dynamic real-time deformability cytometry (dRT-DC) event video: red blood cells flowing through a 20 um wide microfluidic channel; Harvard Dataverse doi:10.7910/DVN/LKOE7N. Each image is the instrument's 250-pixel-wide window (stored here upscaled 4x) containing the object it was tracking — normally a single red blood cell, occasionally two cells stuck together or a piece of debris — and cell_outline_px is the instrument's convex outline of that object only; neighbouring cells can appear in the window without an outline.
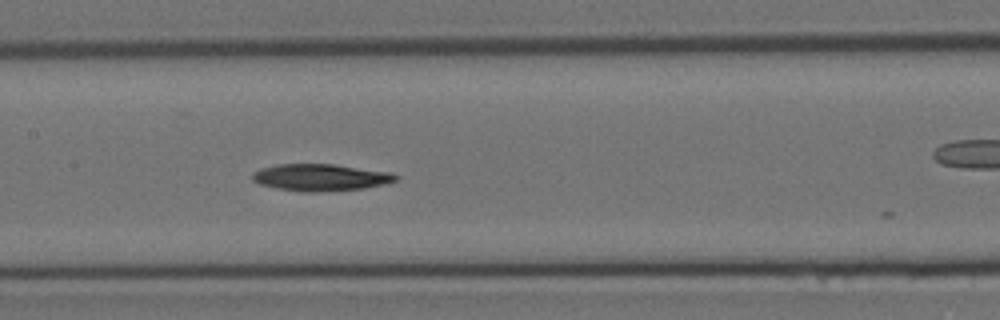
{"species": "Egyptian fruit bat (a non-hibernating species)", "species_latin": "Rousettus aegyptiacus", "temperature_condition": "room temperature", "stored_images_in_passage": 11, "segment_of_instrument_passage": [1, 2], "camera_frame_rate_fps": 3000, "um_per_image_px": 0.085, "animal": {"sex": "female"}, "frame": {"image": 1, "passage_image": 10, "time_ms": 3.0, "image_size_px": [1000, 320], "cell_outline_px": [[400, 176], [396, 180], [384, 184], [364, 188], [316, 192], [304, 192], [276, 188], [260, 184], [252, 180], [252, 172], [260, 168], [276, 164], [332, 164], [392, 172]], "centroid_in_image_um": [27.23, 15.07], "position_along_channel_um": 180.2, "area_um2": 22.54}}